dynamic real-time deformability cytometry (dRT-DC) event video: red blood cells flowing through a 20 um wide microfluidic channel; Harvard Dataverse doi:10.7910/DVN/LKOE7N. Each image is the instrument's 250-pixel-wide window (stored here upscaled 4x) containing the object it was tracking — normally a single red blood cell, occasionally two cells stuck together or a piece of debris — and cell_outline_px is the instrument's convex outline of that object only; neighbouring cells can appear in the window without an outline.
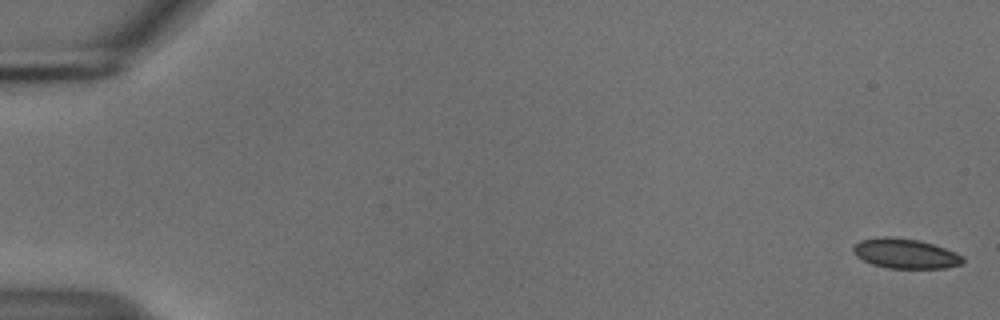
{"species": "common noctule bat (a hibernating species)", "species_latin": "Nyctalus noctula", "temperature_condition": "cold", "stored_images_in_passage": 55, "camera_frame_rate_fps": 3000, "um_per_image_px": 0.085, "animal": {"sex": "male", "body_mass_g": 18.8}, "frame": {"image": 1, "passage_image": 1, "time_ms": 0.0, "image_size_px": [1000, 320], "cell_outline_px": [[964, 260], [960, 264], [944, 268], [888, 268], [872, 264], [856, 256], [852, 252], [852, 248], [860, 240], [884, 236], [892, 236], [920, 240], [956, 252], [964, 256]], "centroid_in_image_um": [76.94, 21.54], "position_along_channel_um": 8.1, "area_um2": 19.07}}
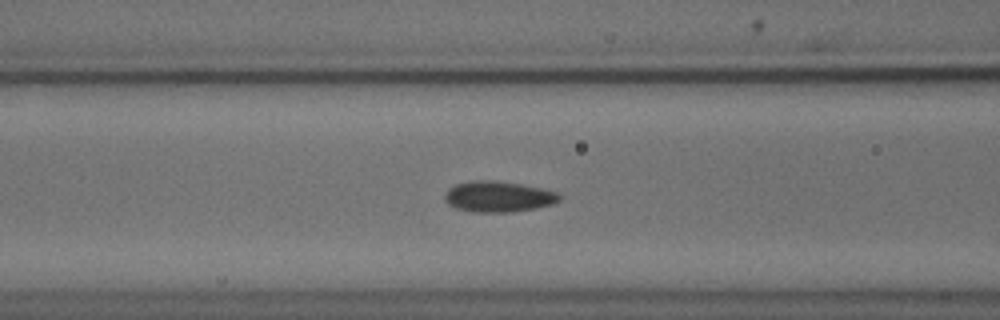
{"frame": {"image": 2, "passage_image": 23, "time_ms": 7.333, "image_size_px": [1000, 320], "cell_outline_px": [[560, 200], [552, 204], [536, 208], [508, 212], [472, 212], [456, 208], [448, 204], [444, 200], [444, 196], [448, 188], [456, 184], [472, 180], [496, 180], [544, 188], [560, 192]], "centroid_in_image_um": [42.36, 16.7], "position_along_channel_um": 124.2, "area_um2": 20.81}}
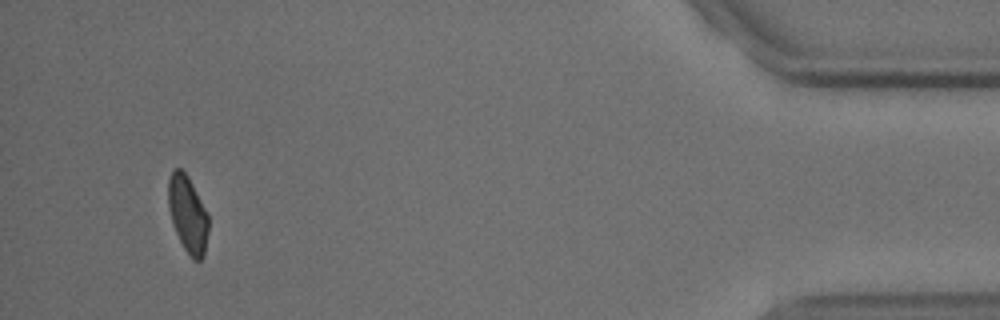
{"frame": {"image": 3, "passage_image": 52, "time_ms": 17.0, "image_size_px": [1000, 320], "cell_outline_px": [[208, 232], [204, 256], [200, 260], [192, 260], [184, 248], [172, 224], [168, 208], [168, 180], [172, 168], [180, 168], [188, 176], [208, 212]], "centroid_in_image_um": [15.95, 18.19], "position_along_channel_um": 419.2, "area_um2": 18.21}, "authors_computed_cell_mechanics": {"area_um2": 19.7676, "velocity_mm_per_s": 3.7289, "shape_relaxation_time_tau1_ms": 7.9901, "shape_relaxation_time_tau2_ms": 4.0193, "deformation_change_tau1": 0.1007, "deformation_change_tau2": 0.0778}}